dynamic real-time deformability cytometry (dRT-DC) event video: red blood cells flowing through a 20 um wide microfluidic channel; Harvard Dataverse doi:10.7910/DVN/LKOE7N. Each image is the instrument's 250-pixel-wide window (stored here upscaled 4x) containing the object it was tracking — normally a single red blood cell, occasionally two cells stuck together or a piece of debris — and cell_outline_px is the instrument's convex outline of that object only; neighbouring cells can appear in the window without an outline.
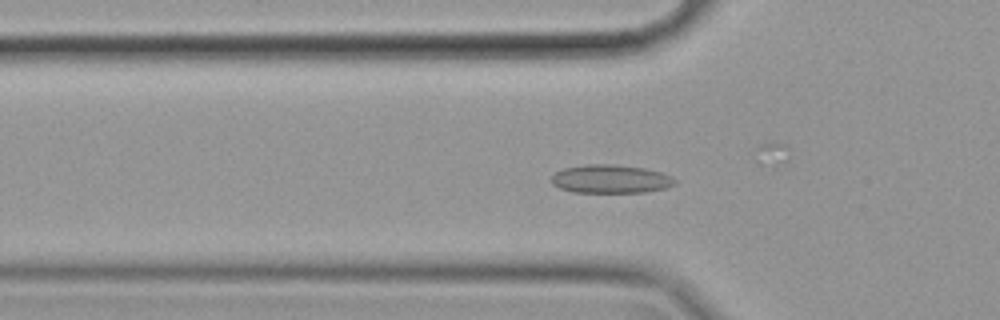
{"species": "common noctule bat (a hibernating species)", "species_latin": "Nyctalus noctula", "temperature_condition": "cold", "stored_images_in_passage": 59, "camera_frame_rate_fps": 3000, "um_per_image_px": 0.085, "animal": {"sex": "female", "body_mass_g": 19.9}, "frame": {"image": 1, "passage_image": 19, "time_ms": 6.0, "image_size_px": [1000, 320], "cell_outline_px": [[676, 184], [668, 188], [644, 192], [572, 192], [560, 188], [552, 184], [552, 176], [556, 172], [564, 168], [584, 164], [616, 164], [644, 168], [660, 172], [672, 176], [676, 180]], "centroid_in_image_um": [51.93, 15.21], "position_along_channel_um": 73.9, "area_um2": 20.58}}
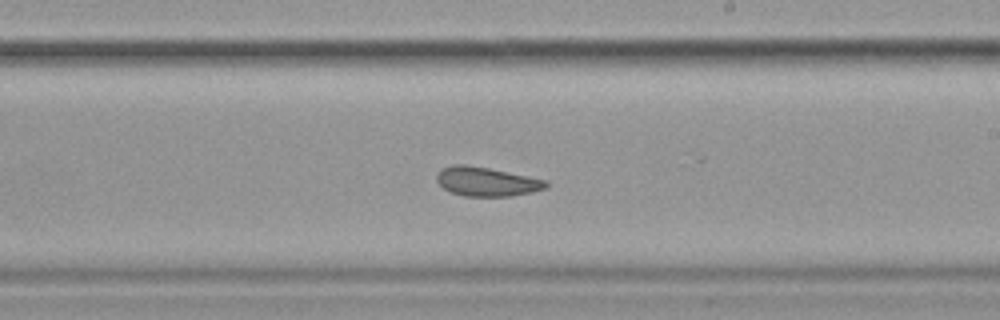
{"frame": {"image": 2, "passage_image": 34, "time_ms": 11.0, "image_size_px": [1000, 320], "cell_outline_px": [[548, 188], [532, 192], [512, 196], [464, 196], [448, 192], [436, 180], [436, 172], [440, 168], [452, 164], [468, 164], [548, 180]], "centroid_in_image_um": [41.33, 15.43], "position_along_channel_um": 247.7, "area_um2": 18.84}}
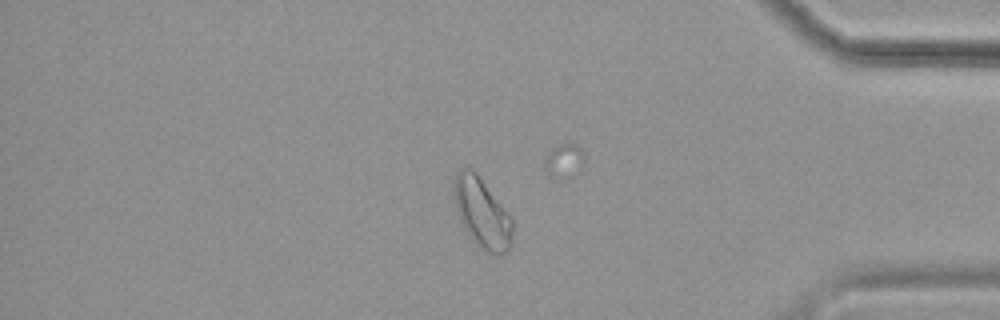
{"frame": {"image": 3, "passage_image": 49, "time_ms": 16.0, "image_size_px": [1000, 320], "cell_outline_px": [[512, 244], [508, 252], [488, 252], [480, 248], [472, 240], [464, 228], [460, 220], [456, 208], [452, 184], [452, 180], [456, 172], [460, 168], [472, 168], [476, 172], [512, 216]], "centroid_in_image_um": [40.96, 18.06], "position_along_channel_um": 394.2, "area_um2": 24.04}, "authors_computed_cell_mechanics": {"area_um2": 21.2704, "velocity_mm_per_s": 3.4775, "shape_relaxation_time_tau1_ms": null, "shape_relaxation_time_tau2_ms": 3.7948, "deformation_change_tau1": null, "deformation_change_tau2": 0.0755}}